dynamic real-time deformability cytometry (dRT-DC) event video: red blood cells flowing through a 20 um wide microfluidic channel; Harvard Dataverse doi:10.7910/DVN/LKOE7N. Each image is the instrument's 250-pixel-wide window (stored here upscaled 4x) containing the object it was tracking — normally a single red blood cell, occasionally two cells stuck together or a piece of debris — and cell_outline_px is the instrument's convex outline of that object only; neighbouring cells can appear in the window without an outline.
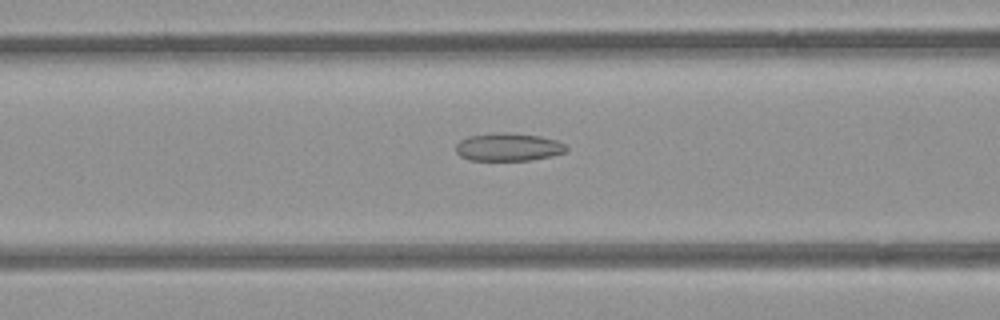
{"species": "common noctule bat (a hibernating species)", "species_latin": "Nyctalus noctula", "temperature_condition": "room temperature", "stored_images_in_passage": 54, "camera_frame_rate_fps": 3000, "um_per_image_px": 0.085, "animal": {"sex": "female", "body_mass_g": 21.9}, "frame": {"image": 1, "passage_image": 22, "time_ms": 7.0, "image_size_px": [1000, 320], "cell_outline_px": [[568, 148], [564, 152], [552, 156], [532, 160], [468, 160], [460, 156], [456, 152], [456, 144], [460, 140], [468, 136], [500, 132], [512, 132], [540, 136], [556, 140], [564, 144]], "centroid_in_image_um": [43.19, 12.49], "position_along_channel_um": 123.4, "area_um2": 18.09}}
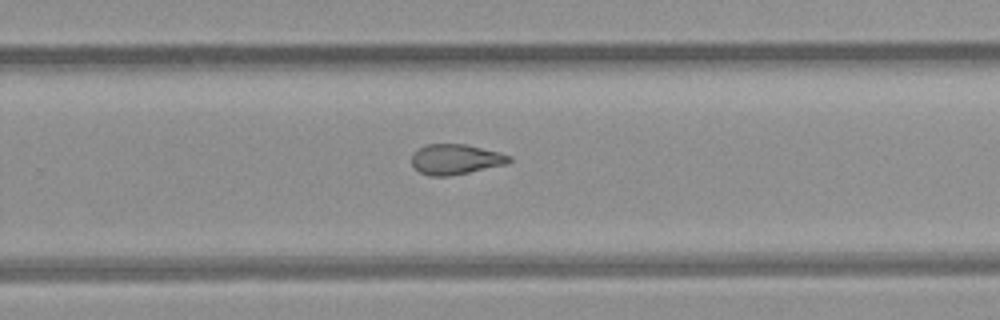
{"frame": {"image": 2, "passage_image": 35, "time_ms": 11.333, "image_size_px": [1000, 320], "cell_outline_px": [[512, 160], [508, 164], [448, 176], [428, 176], [420, 172], [412, 164], [412, 156], [420, 148], [428, 144], [464, 144], [500, 152], [512, 156]], "centroid_in_image_um": [38.77, 13.54], "position_along_channel_um": 291.0, "area_um2": 17.05}}
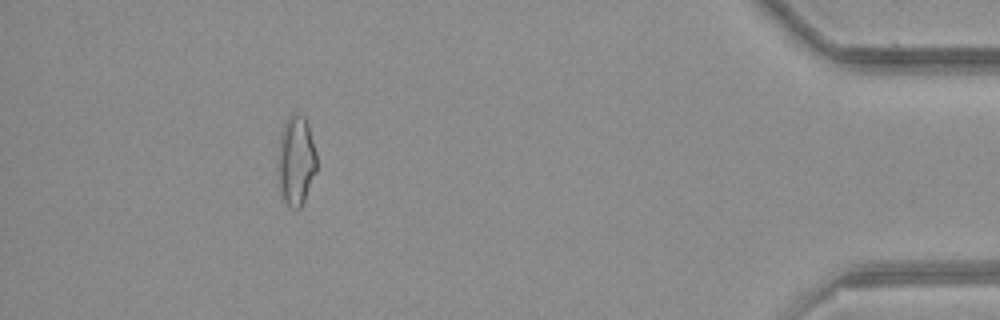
{"frame": {"image": 3, "passage_image": 49, "time_ms": 16.0, "image_size_px": [1000, 320], "cell_outline_px": [[316, 172], [304, 200], [300, 208], [288, 208], [280, 192], [276, 160], [280, 132], [288, 116], [292, 112], [304, 116], [308, 120], [316, 152]], "centroid_in_image_um": [25.14, 13.61], "position_along_channel_um": 410.1, "area_um2": 20.87}, "authors_computed_cell_mechanics": {"area_um2": 19.2474, "velocity_mm_per_s": 3.8776, "shape_relaxation_time_tau1_ms": null, "shape_relaxation_time_tau2_ms": 2.7538, "deformation_change_tau1": null, "deformation_change_tau2": 0.1032}}